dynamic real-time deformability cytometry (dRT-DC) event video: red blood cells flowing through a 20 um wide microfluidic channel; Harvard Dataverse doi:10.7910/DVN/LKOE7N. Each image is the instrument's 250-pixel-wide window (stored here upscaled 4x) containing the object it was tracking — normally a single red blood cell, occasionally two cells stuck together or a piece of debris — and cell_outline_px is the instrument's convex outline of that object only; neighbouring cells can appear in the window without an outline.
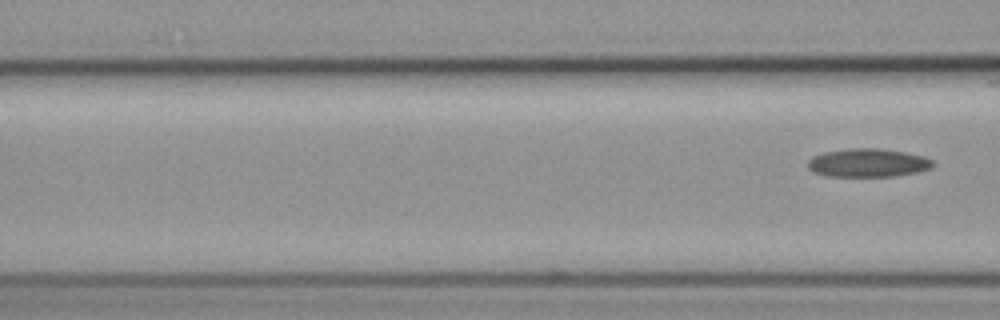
{"species": "common noctule bat (a hibernating species)", "species_latin": "Nyctalus noctula", "temperature_condition": "cold", "stored_images_in_passage": 8, "segment_of_instrument_passage": [2, 2], "camera_frame_rate_fps": 3000, "um_per_image_px": 0.085, "animal": {"sex": "female", "body_mass_g": 19.3, "forearm_length_mm": 54.1}, "frame": {"image": 1, "passage_image": 8, "time_ms": 9.0, "image_size_px": [1000, 320], "cell_outline_px": [[936, 164], [932, 168], [916, 172], [896, 176], [828, 176], [812, 172], [808, 168], [808, 160], [812, 156], [824, 152], [848, 148], [876, 148], [904, 152], [924, 156], [932, 160]], "centroid_in_image_um": [73.77, 13.84], "position_along_channel_um": 92.8, "area_um2": 20.81}}